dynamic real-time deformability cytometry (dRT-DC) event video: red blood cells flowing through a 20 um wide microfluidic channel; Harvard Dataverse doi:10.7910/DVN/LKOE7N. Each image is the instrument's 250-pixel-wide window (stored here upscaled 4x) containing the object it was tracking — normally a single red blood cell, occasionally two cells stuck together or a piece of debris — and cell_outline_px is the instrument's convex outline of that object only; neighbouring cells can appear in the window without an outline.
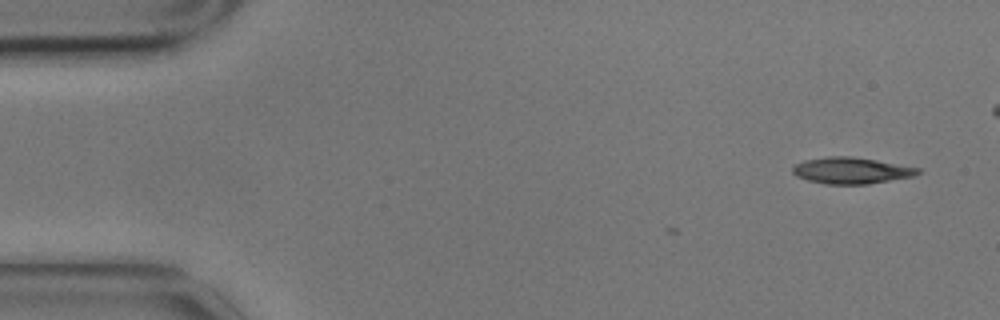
{"species": "common noctule bat (a hibernating species)", "species_latin": "Nyctalus noctula", "temperature_condition": "cold", "stored_images_in_passage": 2, "camera_frame_rate_fps": 3000, "um_per_image_px": 0.085, "animal": {"sex": "male", "body_mass_g": 17.9}, "frame": {"image": 1, "passage_image": 2, "time_ms": 0.333, "image_size_px": [1000, 320], "cell_outline_px": [[920, 172], [912, 176], [868, 184], [824, 184], [808, 180], [796, 176], [792, 172], [792, 168], [796, 164], [804, 160], [828, 156], [852, 156], [876, 160], [920, 168]], "centroid_in_image_um": [72.32, 14.49], "position_along_channel_um": 12.7, "area_um2": 19.13}}